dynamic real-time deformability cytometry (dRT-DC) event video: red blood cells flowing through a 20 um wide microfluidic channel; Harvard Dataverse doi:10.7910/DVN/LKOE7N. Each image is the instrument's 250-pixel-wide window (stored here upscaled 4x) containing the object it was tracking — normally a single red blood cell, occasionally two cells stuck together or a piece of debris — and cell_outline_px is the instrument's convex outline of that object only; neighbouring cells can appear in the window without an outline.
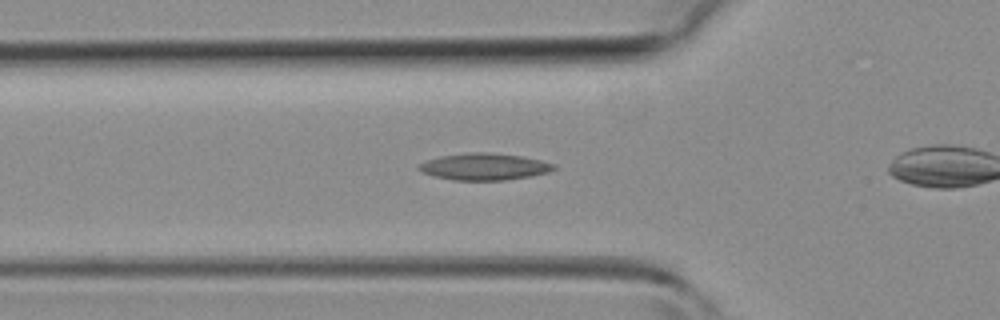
{"species": "common noctule bat (a hibernating species)", "species_latin": "Nyctalus noctula", "temperature_condition": "room temperature", "stored_images_in_passage": 30, "camera_frame_rate_fps": 3000, "um_per_image_px": 0.085, "animal": {"sex": "female", "body_mass_g": 19.3, "forearm_length_mm": 54.1}, "frame": {"image": 1, "passage_image": 10, "time_ms": 3.0, "image_size_px": [1000, 320], "cell_outline_px": [[556, 168], [548, 172], [532, 176], [504, 180], [452, 180], [432, 176], [420, 172], [416, 168], [420, 164], [428, 160], [440, 156], [472, 152], [488, 152], [520, 156], [540, 160], [556, 164]], "centroid_in_image_um": [41.14, 14.17], "position_along_channel_um": 84.7, "area_um2": 21.1}}
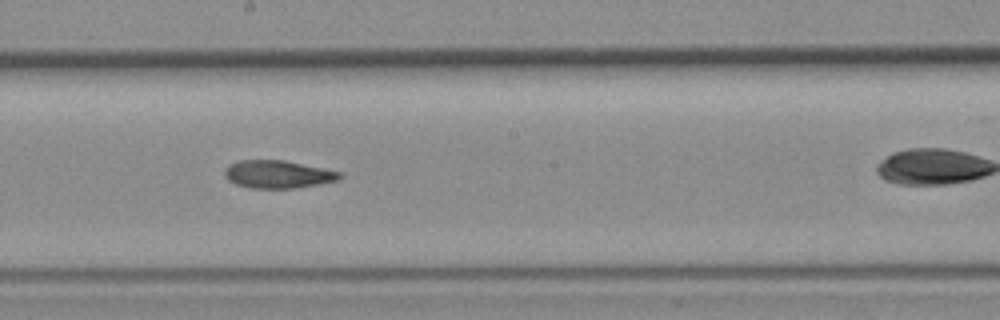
{"frame": {"image": 2, "passage_image": 19, "time_ms": 6.0, "image_size_px": [1000, 320], "cell_outline_px": [[344, 176], [340, 180], [296, 188], [252, 188], [236, 184], [228, 180], [224, 176], [224, 168], [228, 164], [240, 160], [284, 160], [344, 172]], "centroid_in_image_um": [23.65, 14.81], "position_along_channel_um": 224.6, "area_um2": 18.9}}
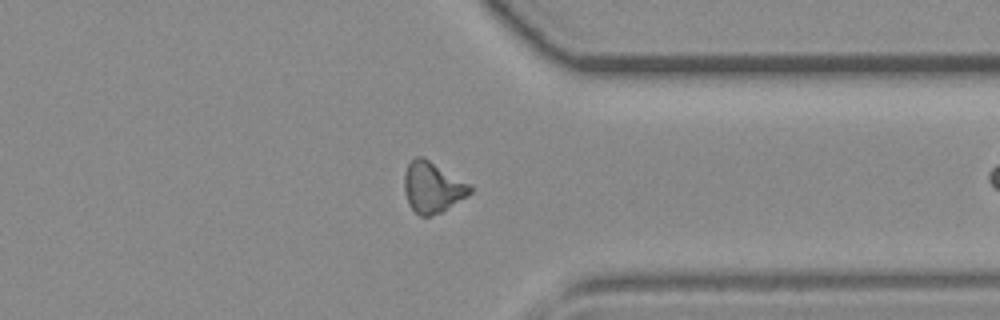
{"frame": {"image": 3, "passage_image": 29, "time_ms": 9.333, "image_size_px": [1000, 320], "cell_outline_px": [[472, 192], [468, 196], [440, 212], [428, 216], [420, 216], [408, 204], [404, 192], [404, 172], [408, 164], [416, 156], [424, 156], [468, 184], [472, 188]], "centroid_in_image_um": [36.73, 15.91], "position_along_channel_um": 374.7, "area_um2": 19.31}}